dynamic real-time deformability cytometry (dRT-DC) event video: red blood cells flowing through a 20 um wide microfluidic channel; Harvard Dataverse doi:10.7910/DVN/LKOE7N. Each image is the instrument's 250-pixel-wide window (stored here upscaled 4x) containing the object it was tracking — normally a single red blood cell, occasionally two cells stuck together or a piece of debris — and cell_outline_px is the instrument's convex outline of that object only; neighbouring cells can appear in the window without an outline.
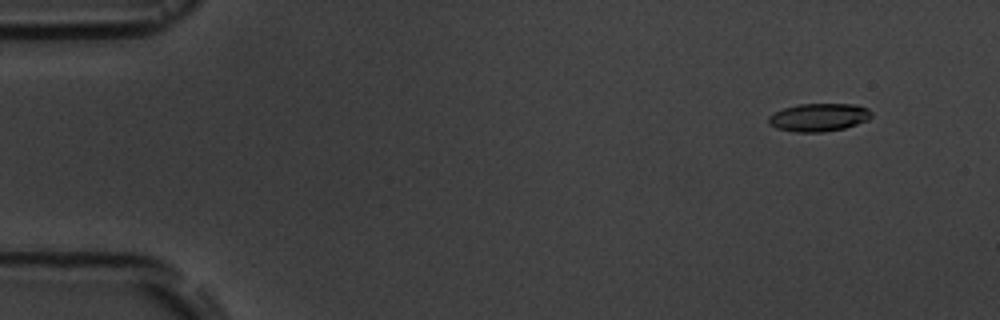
{"species": "common noctule bat (a hibernating species)", "species_latin": "Nyctalus noctula", "temperature_condition": "room temperature", "stored_images_in_passage": 15, "camera_frame_rate_fps": 3000, "um_per_image_px": 0.085, "animal": {"sex": "male", "body_mass_g": 19.5, "forearm_length_mm": 54.6}, "frame": {"image": 1, "passage_image": 2, "time_ms": 1.0, "image_size_px": [1000, 320], "cell_outline_px": [[872, 116], [868, 120], [844, 128], [824, 132], [796, 132], [776, 128], [768, 124], [768, 116], [784, 108], [800, 104], [852, 104], [868, 108], [872, 112]], "centroid_in_image_um": [69.6, 9.98], "position_along_channel_um": 15.4, "area_um2": 16.76}}
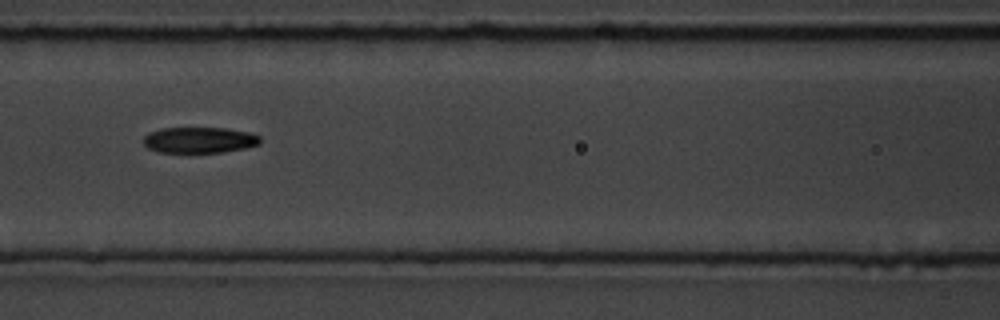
{"frame": {"image": 2, "passage_image": 7, "time_ms": 7.667, "image_size_px": [1000, 320], "cell_outline_px": [[260, 144], [244, 148], [224, 152], [160, 152], [148, 148], [144, 144], [144, 136], [148, 132], [160, 128], [228, 128], [252, 132], [260, 136]], "centroid_in_image_um": [16.97, 11.89], "position_along_channel_um": 149.6, "area_um2": 17.74}}
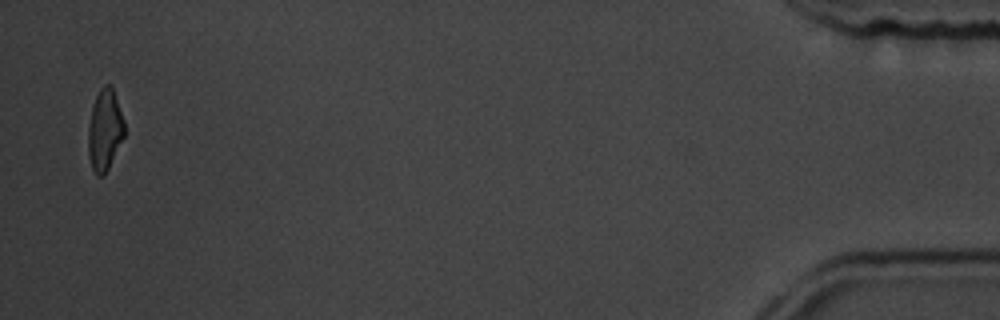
{"frame": {"image": 3, "passage_image": 15, "time_ms": 17.667, "image_size_px": [1000, 320], "cell_outline_px": [[124, 136], [104, 176], [96, 176], [92, 168], [88, 156], [88, 128], [92, 108], [96, 96], [100, 88], [104, 84], [112, 84], [124, 120]], "centroid_in_image_um": [8.9, 11.04], "position_along_channel_um": 426.3, "area_um2": 17.17}, "authors_computed_cell_mechanics": {"area_um2": 17.918, "velocity_mm_per_s": 3.6679, "shape_relaxation_time_tau1_ms": 3.8092, "shape_relaxation_time_tau2_ms": 3.835, "deformation_change_tau1": 0.1444, "deformation_change_tau2": 0.1102}}